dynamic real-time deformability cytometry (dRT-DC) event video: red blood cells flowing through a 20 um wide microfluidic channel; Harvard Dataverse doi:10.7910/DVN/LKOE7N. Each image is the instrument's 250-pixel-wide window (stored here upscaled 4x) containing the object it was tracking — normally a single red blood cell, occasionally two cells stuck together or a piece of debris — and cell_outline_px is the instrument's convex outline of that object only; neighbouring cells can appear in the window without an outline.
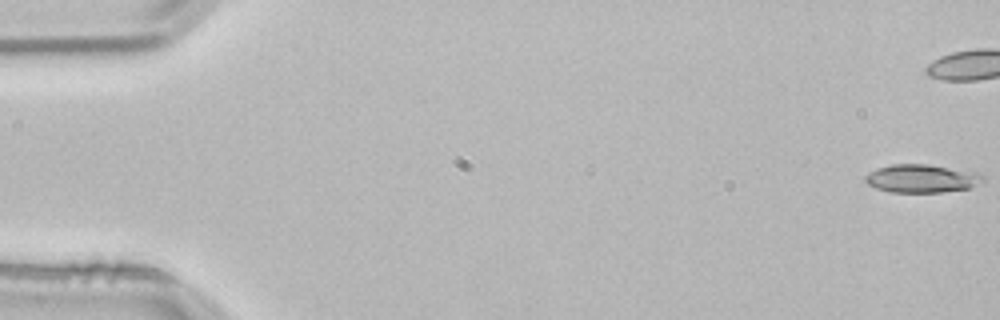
{"species": "common noctule bat (a hibernating species)", "species_latin": "Nyctalus noctula", "temperature_condition": "room temperature", "stored_images_in_passage": 43, "camera_frame_rate_fps": 3000, "um_per_image_px": 0.085, "animal": {"sex": "male", "body_mass_g": 21.5, "forearm_length_mm": 52.0}, "frame": {"image": 1, "passage_image": 1, "time_ms": 0.0, "image_size_px": [1000, 320], "cell_outline_px": [[984, 180], [968, 188], [940, 192], [892, 192], [876, 188], [868, 184], [864, 180], [864, 176], [868, 172], [876, 168], [892, 164], [928, 164], [976, 172], [984, 176]], "centroid_in_image_um": [78.29, 15.16], "position_along_channel_um": 6.7, "area_um2": 19.25}}